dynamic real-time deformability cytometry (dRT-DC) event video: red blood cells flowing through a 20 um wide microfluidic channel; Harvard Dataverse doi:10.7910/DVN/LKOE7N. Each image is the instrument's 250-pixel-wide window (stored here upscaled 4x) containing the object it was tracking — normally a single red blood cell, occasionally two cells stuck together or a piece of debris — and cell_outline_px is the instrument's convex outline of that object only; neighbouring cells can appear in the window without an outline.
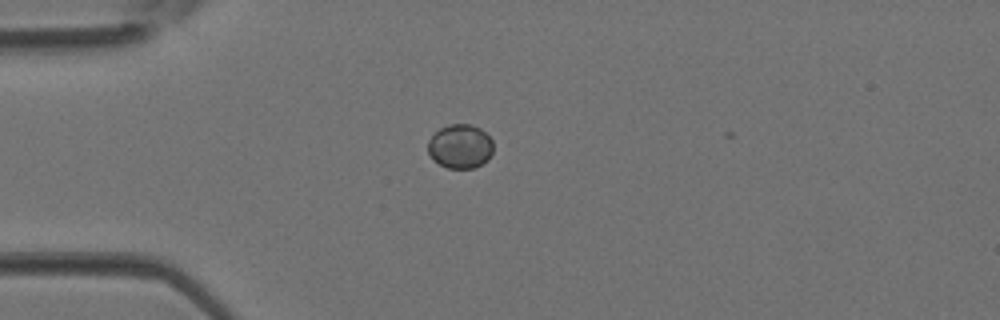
{"species": "Egyptian fruit bat (a non-hibernating species)", "species_latin": "Rousettus aegyptiacus", "temperature_condition": "room temperature", "stored_images_in_passage": 1, "camera_frame_rate_fps": 3000, "um_per_image_px": 0.085, "animal": {"sex": "female"}, "frame": {"image": 1, "passage_image": 1, "time_ms": 0.0, "image_size_px": [1000, 320], "cell_outline_px": [[492, 152], [488, 160], [472, 168], [448, 168], [432, 160], [428, 152], [428, 140], [440, 128], [448, 124], [472, 124], [480, 128], [492, 140]], "centroid_in_image_um": [39.1, 12.43], "position_along_channel_um": 45.9, "area_um2": 16.76}}